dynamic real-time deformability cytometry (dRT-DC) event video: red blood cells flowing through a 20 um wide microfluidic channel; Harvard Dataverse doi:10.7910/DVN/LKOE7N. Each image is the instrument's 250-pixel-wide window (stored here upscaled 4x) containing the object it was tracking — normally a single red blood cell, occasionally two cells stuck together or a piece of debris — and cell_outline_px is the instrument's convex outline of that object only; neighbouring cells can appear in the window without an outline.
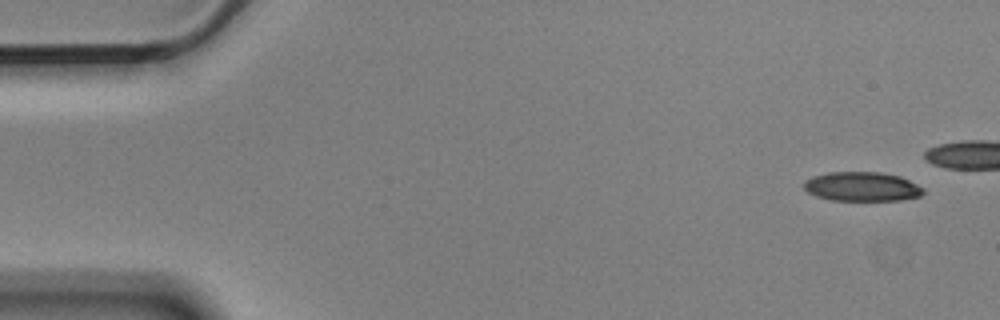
{"species": "Egyptian fruit bat (a non-hibernating species)", "species_latin": "Rousettus aegyptiacus", "temperature_condition": "cold", "stored_images_in_passage": 7, "camera_frame_rate_fps": 3000, "um_per_image_px": 0.085, "animal": {"sex": "male"}, "frame": {"image": 1, "passage_image": 1, "time_ms": 0.0, "image_size_px": [1000, 320], "cell_outline_px": [[924, 192], [920, 196], [900, 200], [832, 200], [816, 196], [808, 192], [804, 188], [804, 180], [812, 176], [828, 172], [880, 172], [900, 176], [924, 188]], "centroid_in_image_um": [73.25, 15.85], "position_along_channel_um": 11.7, "area_um2": 20.35}}
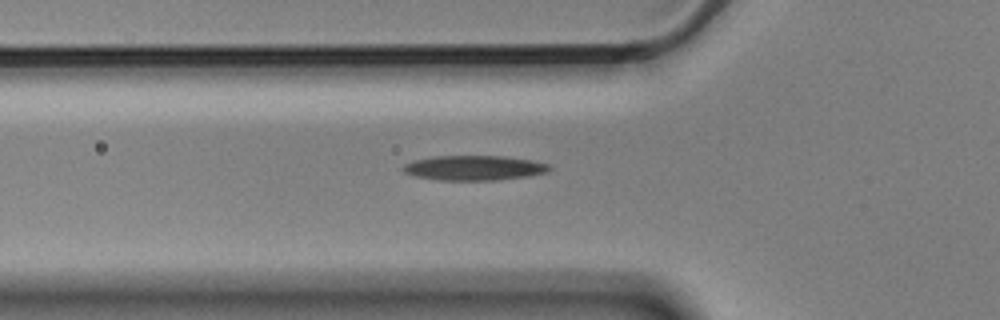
{"frame": {"image": 2, "passage_image": 7, "time_ms": 2.0, "image_size_px": [1000, 320], "cell_outline_px": [[552, 168], [548, 172], [528, 176], [496, 180], [440, 180], [416, 176], [404, 172], [400, 168], [404, 164], [412, 160], [432, 156], [504, 156], [532, 160], [548, 164]], "centroid_in_image_um": [40.28, 14.26], "position_along_channel_um": 85.5, "area_um2": 21.27}}